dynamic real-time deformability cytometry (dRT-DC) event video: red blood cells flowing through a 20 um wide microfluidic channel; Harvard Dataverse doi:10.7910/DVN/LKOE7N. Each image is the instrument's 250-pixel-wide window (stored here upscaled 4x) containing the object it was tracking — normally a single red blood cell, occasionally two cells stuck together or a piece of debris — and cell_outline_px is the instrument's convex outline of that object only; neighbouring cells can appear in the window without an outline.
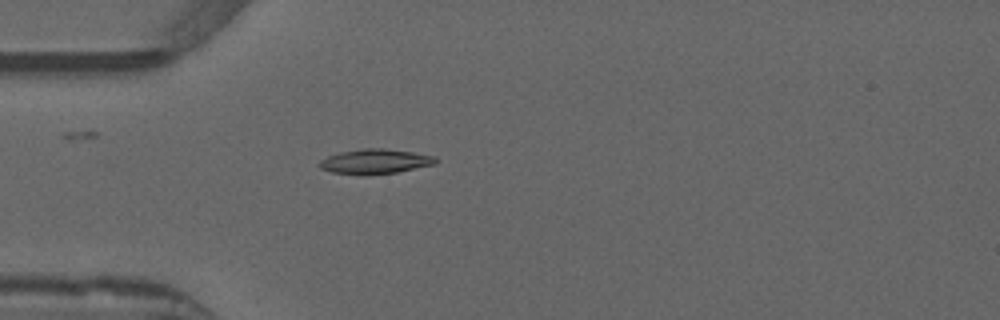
{"species": "common noctule bat (a hibernating species)", "species_latin": "Nyctalus noctula", "temperature_condition": "warm", "stored_images_in_passage": 39, "camera_frame_rate_fps": 3000, "um_per_image_px": 0.085, "animal": {"sex": "male", "forearm_length_mm": 52.5}, "frame": {"image": 1, "passage_image": 1, "time_ms": 0.0, "image_size_px": [1000, 320], "cell_outline_px": [[436, 164], [396, 172], [368, 176], [364, 176], [332, 172], [320, 168], [316, 164], [320, 160], [328, 156], [340, 152], [364, 148], [384, 148], [412, 152], [436, 156]], "centroid_in_image_um": [31.85, 13.73], "position_along_channel_um": 53.2, "area_um2": 16.99}}
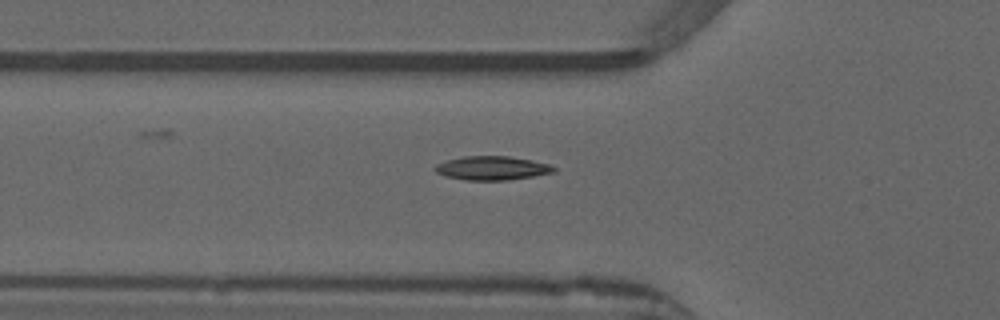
{"frame": {"image": 2, "passage_image": 4, "time_ms": 1.0, "image_size_px": [1000, 320], "cell_outline_px": [[556, 172], [508, 180], [464, 180], [444, 176], [436, 172], [432, 168], [436, 164], [448, 160], [464, 156], [508, 156], [532, 160], [548, 164], [556, 168]], "centroid_in_image_um": [41.8, 14.29], "position_along_channel_um": 84.0, "area_um2": 16.53}}
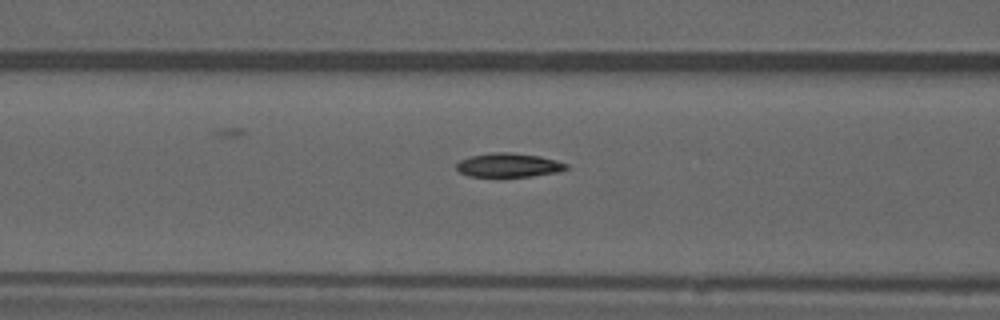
{"frame": {"image": 3, "passage_image": 7, "time_ms": 2.0, "image_size_px": [1000, 320], "cell_outline_px": [[568, 168], [560, 172], [532, 176], [468, 176], [460, 172], [456, 168], [456, 164], [460, 160], [468, 156], [492, 152], [512, 152], [540, 156], [556, 160], [568, 164]], "centroid_in_image_um": [43.24, 14.02], "position_along_channel_um": 123.4, "area_um2": 15.43}, "authors_computed_cell_mechanics": {"area_um2": 15.317, "velocity_mm_per_s": 3.8882, "shape_relaxation_time_tau1_ms": null, "shape_relaxation_time_tau2_ms": 3.892, "deformation_change_tau1": null, "deformation_change_tau2": 0.0904}}